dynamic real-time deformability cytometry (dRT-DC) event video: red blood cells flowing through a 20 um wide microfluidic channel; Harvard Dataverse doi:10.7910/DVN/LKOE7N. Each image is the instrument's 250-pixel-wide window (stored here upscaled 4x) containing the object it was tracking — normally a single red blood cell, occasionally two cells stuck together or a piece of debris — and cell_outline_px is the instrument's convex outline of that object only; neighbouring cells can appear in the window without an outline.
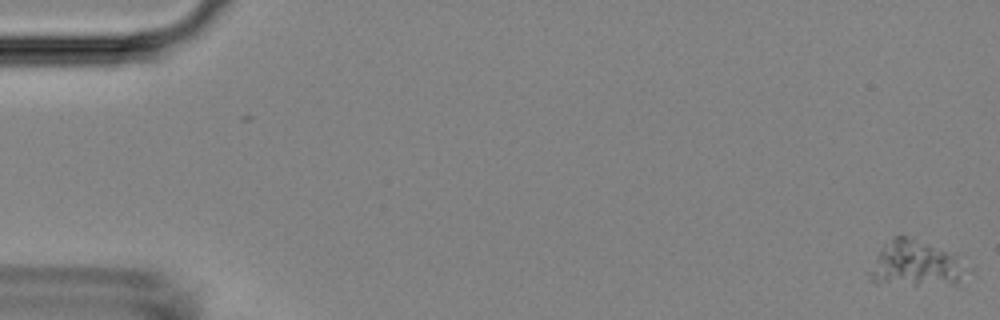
{"species": "Egyptian fruit bat (a non-hibernating species)", "species_latin": "Rousettus aegyptiacus", "temperature_condition": "room temperature", "stored_images_in_passage": 54, "camera_frame_rate_fps": 3000, "um_per_image_px": 0.085, "animal": {"sex": "female"}, "frame": {"image": 1, "passage_image": 1, "time_ms": 0.0, "image_size_px": [1000, 320], "cell_outline_px": [[972, 268], [956, 284], [876, 284], [868, 276], [868, 272], [880, 248], [892, 236], [904, 236], [956, 256]], "centroid_in_image_um": [77.8, 22.46], "position_along_channel_um": 7.2, "area_um2": 25.55}}
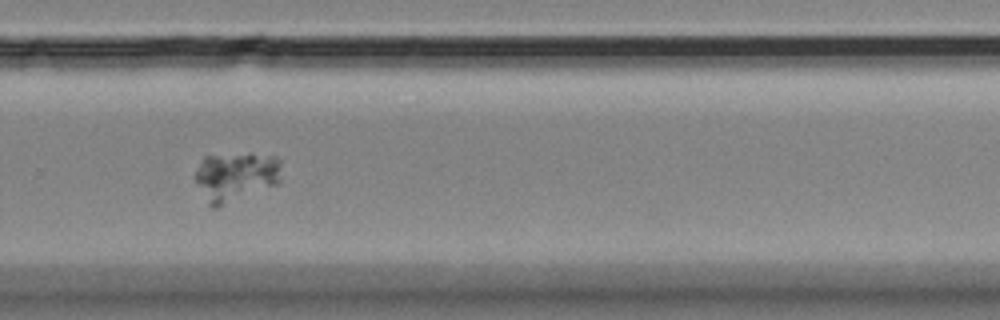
{"frame": {"image": 2, "passage_image": 37, "time_ms": 12.0, "image_size_px": [1000, 320], "cell_outline_px": [[280, 184], [216, 208], [212, 208], [208, 204], [196, 180], [196, 168], [200, 160], [204, 156], [252, 152], [276, 156], [280, 160]], "centroid_in_image_um": [20.08, 14.98], "position_along_channel_um": 309.7, "area_um2": 25.26}}
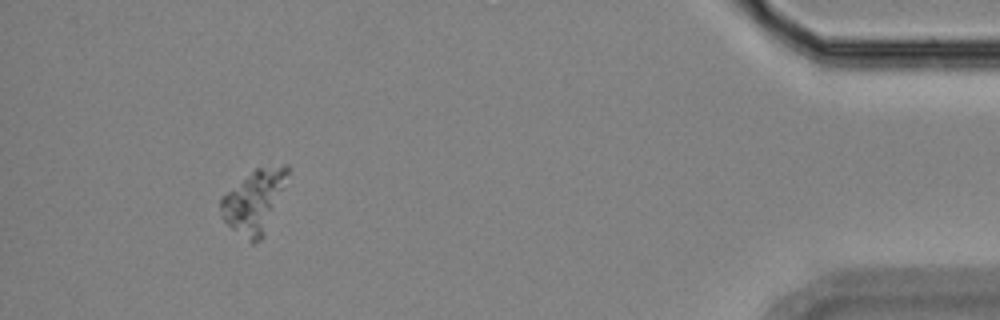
{"frame": {"image": 3, "passage_image": 50, "time_ms": 16.333, "image_size_px": [1000, 320], "cell_outline_px": [[288, 172], [284, 188], [264, 236], [260, 240], [252, 244], [232, 228], [220, 216], [220, 196], [256, 168], [284, 164], [288, 164]], "centroid_in_image_um": [21.59, 17.11], "position_along_channel_um": 413.6, "area_um2": 24.39}}